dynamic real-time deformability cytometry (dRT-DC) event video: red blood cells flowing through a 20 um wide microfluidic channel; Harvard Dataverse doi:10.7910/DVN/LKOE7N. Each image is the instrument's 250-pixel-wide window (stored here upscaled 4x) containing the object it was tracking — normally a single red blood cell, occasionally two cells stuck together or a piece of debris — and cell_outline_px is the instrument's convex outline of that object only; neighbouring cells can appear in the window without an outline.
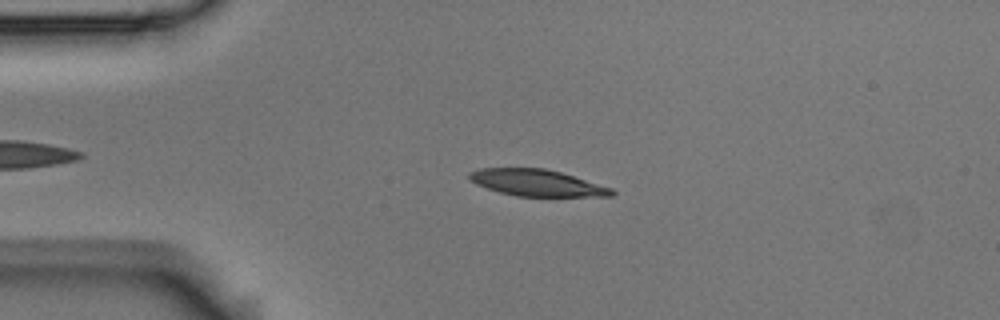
{"species": "Egyptian fruit bat (a non-hibernating species)", "species_latin": "Rousettus aegyptiacus", "temperature_condition": "room temperature", "stored_images_in_passage": 48, "camera_frame_rate_fps": 3000, "um_per_image_px": 0.085, "animal": {"sex": "male"}, "frame": {"image": 1, "passage_image": 11, "time_ms": 3.333, "image_size_px": [1000, 320], "cell_outline_px": [[616, 192], [612, 196], [516, 196], [500, 192], [476, 184], [468, 180], [468, 172], [480, 168], [544, 168], [560, 172], [612, 188]], "centroid_in_image_um": [45.6, 15.53], "position_along_channel_um": 39.4, "area_um2": 21.91}}
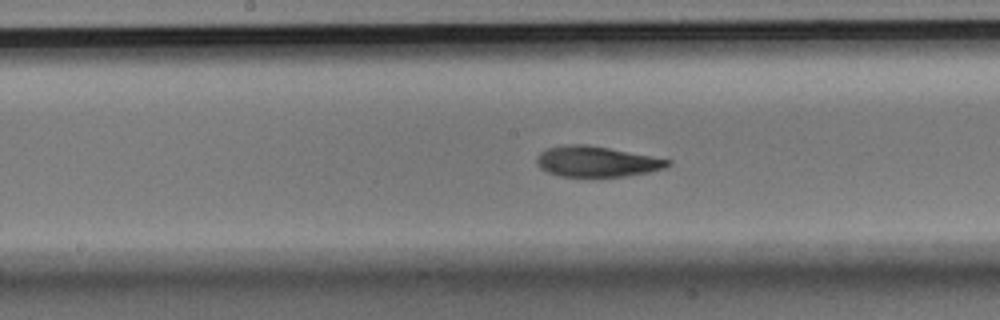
{"frame": {"image": 2, "passage_image": 26, "time_ms": 8.333, "image_size_px": [1000, 320], "cell_outline_px": [[672, 164], [664, 168], [648, 172], [624, 176], [560, 176], [548, 172], [540, 168], [536, 164], [536, 160], [540, 152], [548, 148], [568, 144], [584, 144], [608, 148], [672, 160]], "centroid_in_image_um": [50.7, 13.73], "position_along_channel_um": 197.5, "area_um2": 23.06}}
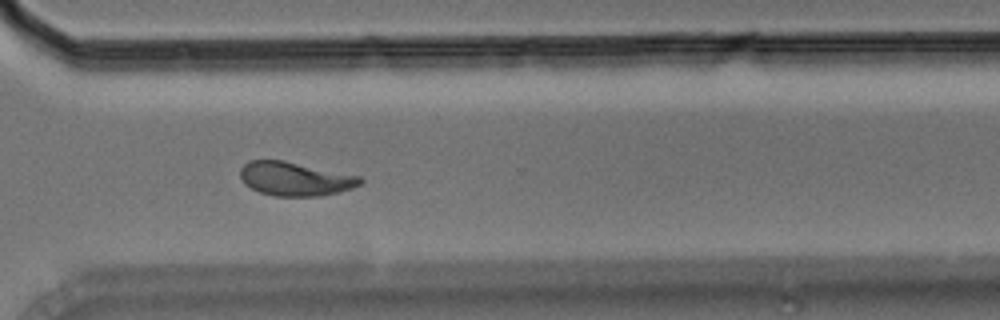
{"frame": {"image": 3, "passage_image": 38, "time_ms": 12.333, "image_size_px": [1000, 320], "cell_outline_px": [[364, 180], [360, 184], [352, 188], [320, 196], [272, 196], [260, 192], [244, 184], [240, 176], [240, 168], [248, 160], [284, 160], [360, 176]], "centroid_in_image_um": [25.05, 15.19], "position_along_channel_um": 345.5, "area_um2": 23.64}, "authors_computed_cell_mechanics": {"area_um2": 23.0044, "velocity_mm_per_s": 3.7133, "shape_relaxation_time_tau1_ms": 6.0369, "shape_relaxation_time_tau2_ms": 3.1082, "deformation_change_tau1": 0.1824, "deformation_change_tau2": 0.0973}}